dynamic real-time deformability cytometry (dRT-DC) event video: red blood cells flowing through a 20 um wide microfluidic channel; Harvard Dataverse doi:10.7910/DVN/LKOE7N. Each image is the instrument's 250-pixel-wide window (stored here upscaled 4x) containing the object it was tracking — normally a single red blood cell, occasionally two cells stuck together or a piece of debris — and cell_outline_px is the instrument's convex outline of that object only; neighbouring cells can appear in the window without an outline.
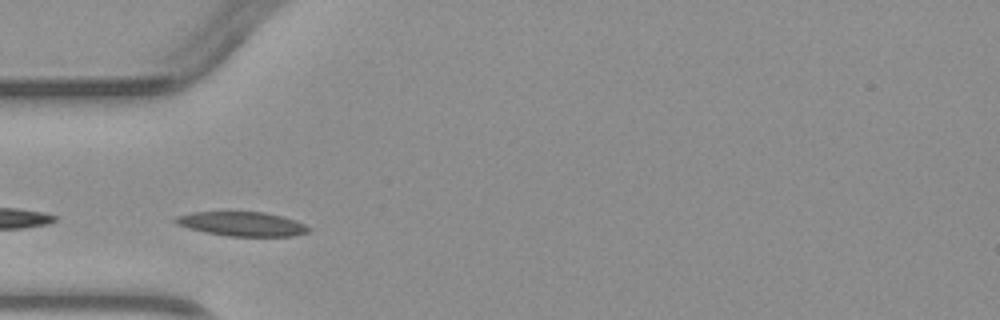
{"species": "common noctule bat (a hibernating species)", "species_latin": "Nyctalus noctula", "temperature_condition": "warm", "stored_images_in_passage": 2, "camera_frame_rate_fps": 3000, "um_per_image_px": 0.085, "animal": {"sex": "male", "body_mass_g": 23.1, "forearm_length_mm": 52.7}, "frame": {"image": 1, "passage_image": 2, "time_ms": 1.0, "image_size_px": [1000, 320], "cell_outline_px": [[312, 228], [308, 232], [296, 236], [228, 236], [204, 232], [188, 228], [172, 220], [176, 216], [192, 212], [264, 212], [296, 220]], "centroid_in_image_um": [20.6, 19.04], "position_along_channel_um": 64.4, "area_um2": 18.79}}